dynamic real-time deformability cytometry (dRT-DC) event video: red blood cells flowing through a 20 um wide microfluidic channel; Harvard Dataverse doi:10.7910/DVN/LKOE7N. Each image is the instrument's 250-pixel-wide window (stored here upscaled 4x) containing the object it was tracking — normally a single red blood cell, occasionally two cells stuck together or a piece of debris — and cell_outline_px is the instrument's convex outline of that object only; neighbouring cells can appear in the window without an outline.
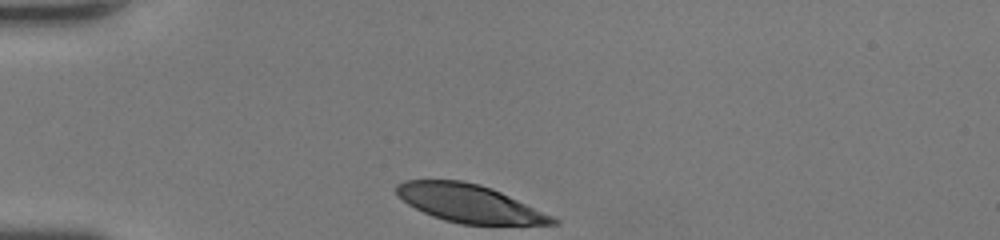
{"species": "human", "species_latin": "Homo sapiens", "temperature_condition": "room temperature", "stored_images_in_passage": 29, "camera_frame_rate_fps": 3000, "um_per_image_px": 0.085, "donor": {"sex": "female"}, "frame": {"image": 1, "passage_image": 1, "time_ms": 0.0, "image_size_px": [1000, 240], "cell_outline_px": [[560, 224], [460, 224], [444, 220], [432, 216], [408, 204], [396, 192], [396, 184], [404, 180], [460, 180], [480, 184], [492, 188], [552, 216], [560, 220]], "centroid_in_image_um": [39.88, 17.28], "position_along_channel_um": 45.1, "area_um2": 34.04}}
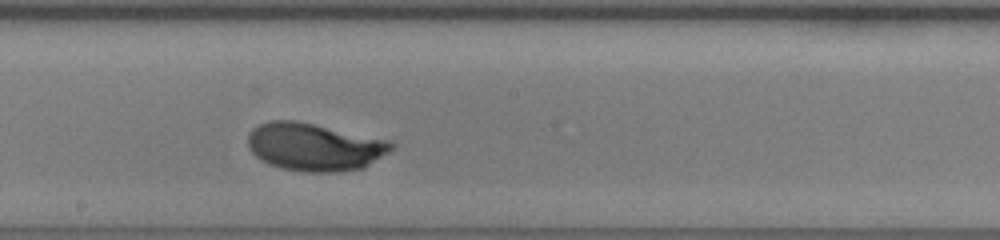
{"frame": {"image": 2, "passage_image": 16, "time_ms": 5.0, "image_size_px": [1000, 240], "cell_outline_px": [[396, 148], [364, 168], [336, 172], [304, 172], [284, 168], [268, 164], [256, 156], [248, 148], [248, 132], [252, 128], [268, 120], [296, 120], [388, 140], [396, 144]], "centroid_in_image_um": [26.73, 12.48], "position_along_channel_um": 221.5, "area_um2": 40.11}}
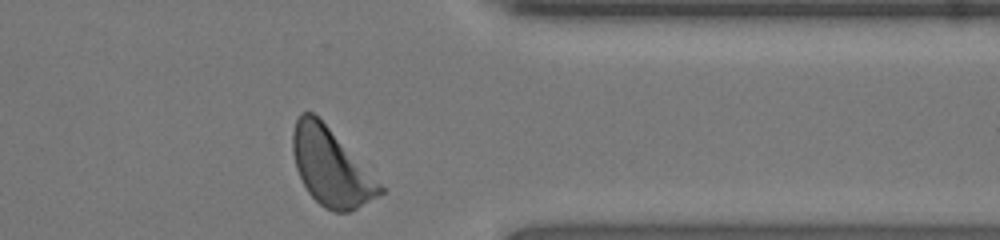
{"frame": {"image": 3, "passage_image": 28, "time_ms": 9.0, "image_size_px": [1000, 240], "cell_outline_px": [[384, 192], [356, 208], [348, 212], [332, 212], [324, 208], [308, 192], [296, 168], [292, 152], [292, 132], [296, 120], [300, 112], [312, 112], [328, 128], [384, 188]], "centroid_in_image_um": [28.07, 14.22], "position_along_channel_um": 383.3, "area_um2": 38.09}}